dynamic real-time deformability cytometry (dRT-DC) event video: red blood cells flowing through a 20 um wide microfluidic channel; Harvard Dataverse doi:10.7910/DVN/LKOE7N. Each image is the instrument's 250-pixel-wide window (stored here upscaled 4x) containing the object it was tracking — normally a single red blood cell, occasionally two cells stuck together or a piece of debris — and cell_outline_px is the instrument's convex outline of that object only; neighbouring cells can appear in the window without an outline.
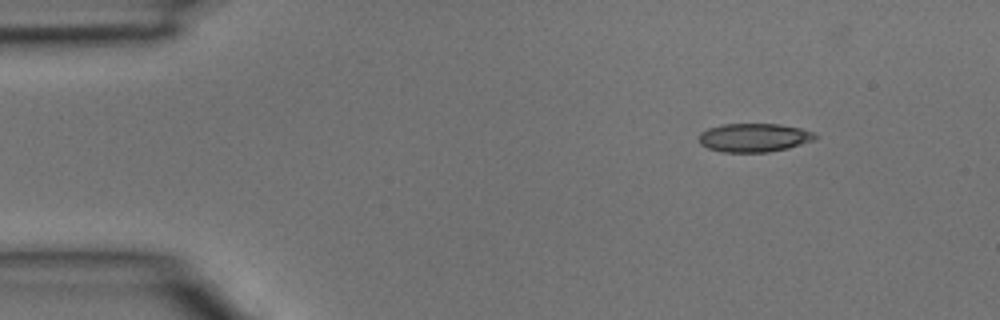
{"species": "common noctule bat (a hibernating species)", "species_latin": "Nyctalus noctula", "temperature_condition": "room temperature", "stored_images_in_passage": 4, "camera_frame_rate_fps": 3000, "um_per_image_px": 0.085, "animal": {"sex": "male", "body_mass_g": 15.6}, "frame": {"image": 1, "passage_image": 1, "time_ms": 0.0, "image_size_px": [1000, 320], "cell_outline_px": [[820, 136], [816, 140], [788, 148], [768, 152], [720, 152], [708, 148], [700, 144], [700, 132], [708, 128], [720, 124], [780, 124], [800, 128], [812, 132]], "centroid_in_image_um": [64.11, 11.7], "position_along_channel_um": 20.9, "area_um2": 19.54}}
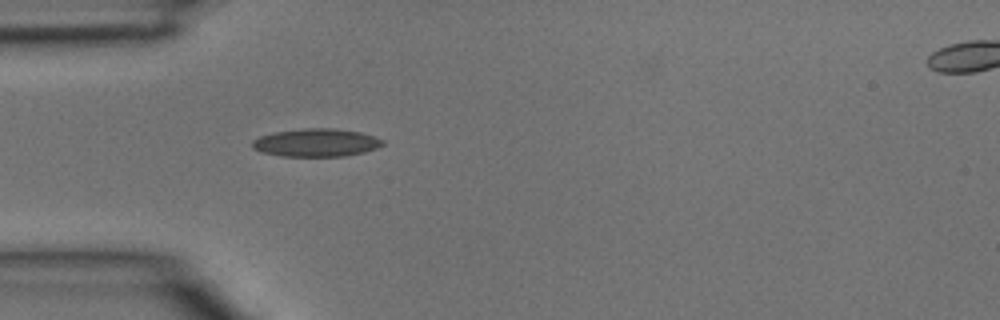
{"frame": {"image": 2, "passage_image": 3, "time_ms": 0.667, "image_size_px": [1000, 320], "cell_outline_px": [[384, 144], [376, 148], [364, 152], [344, 156], [280, 156], [260, 152], [252, 148], [252, 140], [260, 136], [276, 132], [304, 128], [332, 128], [360, 132], [384, 140]], "centroid_in_image_um": [26.85, 12.13], "position_along_channel_um": 58.1, "area_um2": 21.21}}